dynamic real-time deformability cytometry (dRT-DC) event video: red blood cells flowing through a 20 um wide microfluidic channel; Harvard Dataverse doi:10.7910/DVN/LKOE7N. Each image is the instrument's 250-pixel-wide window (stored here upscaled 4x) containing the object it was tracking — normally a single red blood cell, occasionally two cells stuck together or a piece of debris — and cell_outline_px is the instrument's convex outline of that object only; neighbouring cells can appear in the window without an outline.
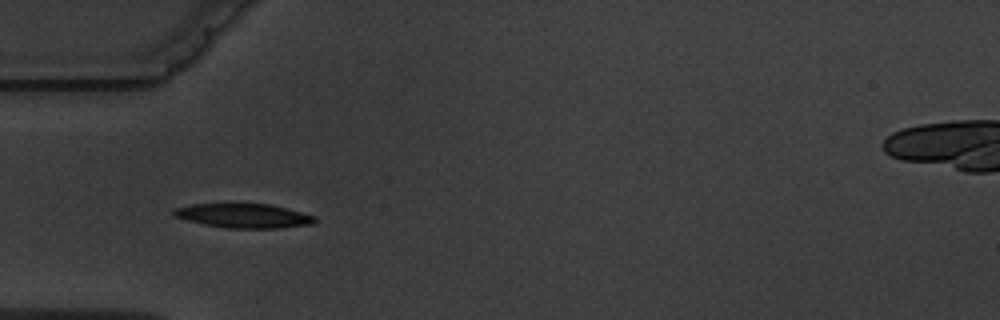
{"species": "common noctule bat (a hibernating species)", "species_latin": "Nyctalus noctula", "temperature_condition": "warm", "stored_images_in_passage": 9, "camera_frame_rate_fps": 3000, "um_per_image_px": 0.085, "animal": {"sex": "male", "body_mass_g": 19.5, "forearm_length_mm": 54.6}, "frame": {"image": 1, "passage_image": 6, "time_ms": 5.667, "image_size_px": [1000, 320], "cell_outline_px": [[316, 220], [312, 224], [280, 228], [228, 228], [204, 224], [172, 216], [172, 208], [192, 204], [228, 200], [272, 204], [288, 208], [316, 216]], "centroid_in_image_um": [20.65, 18.27], "position_along_channel_um": 64.3, "area_um2": 21.15}}
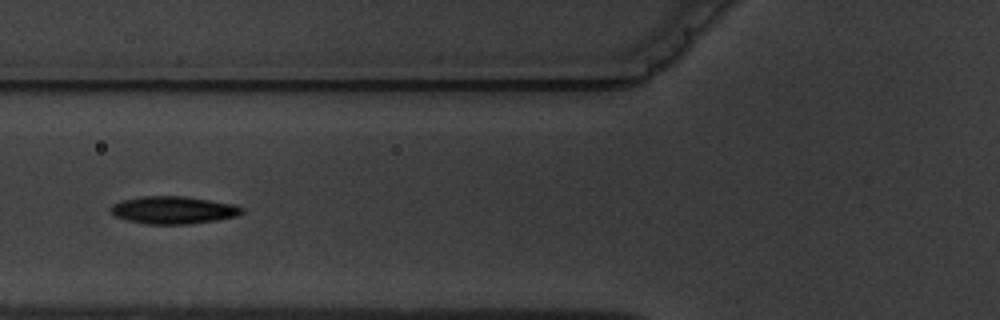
{"frame": {"image": 2, "passage_image": 7, "time_ms": 7.0, "image_size_px": [1000, 320], "cell_outline_px": [[244, 212], [236, 216], [216, 220], [188, 224], [148, 224], [128, 220], [112, 216], [112, 204], [120, 200], [140, 196], [184, 196], [236, 204], [244, 208]], "centroid_in_image_um": [14.74, 17.84], "position_along_channel_um": 111.1, "area_um2": 21.15}}
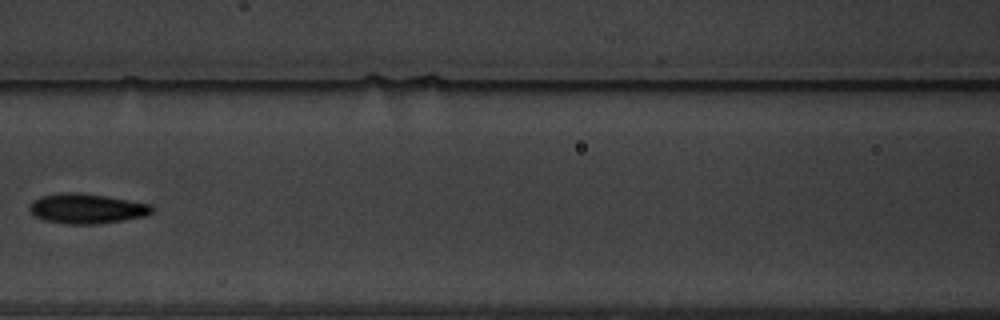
{"frame": {"image": 3, "passage_image": 8, "time_ms": 8.333, "image_size_px": [1000, 320], "cell_outline_px": [[156, 208], [152, 212], [144, 216], [96, 224], [64, 224], [44, 220], [36, 216], [28, 208], [32, 200], [40, 196], [60, 192], [76, 192], [108, 196], [152, 204]], "centroid_in_image_um": [7.37, 17.71], "position_along_channel_um": 159.2, "area_um2": 21.5}}